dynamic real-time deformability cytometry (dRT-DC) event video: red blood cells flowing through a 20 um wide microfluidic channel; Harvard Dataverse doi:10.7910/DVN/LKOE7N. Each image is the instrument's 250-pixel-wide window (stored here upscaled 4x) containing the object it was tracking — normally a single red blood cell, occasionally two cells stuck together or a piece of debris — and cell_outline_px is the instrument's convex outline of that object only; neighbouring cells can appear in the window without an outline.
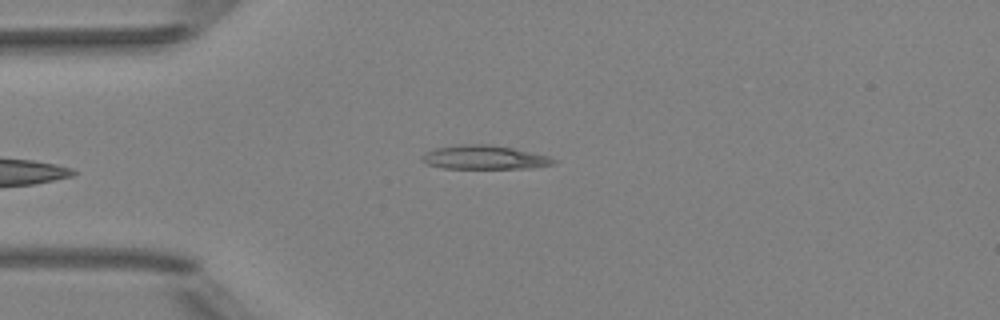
{"species": "Egyptian fruit bat (a non-hibernating species)", "species_latin": "Rousettus aegyptiacus", "temperature_condition": "room temperature", "stored_images_in_passage": 4, "camera_frame_rate_fps": 3000, "um_per_image_px": 0.085, "animal": {"sex": "female"}, "frame": {"image": 1, "passage_image": 4, "time_ms": 1.0, "image_size_px": [1000, 320], "cell_outline_px": [[556, 164], [532, 168], [444, 168], [428, 164], [420, 160], [420, 156], [424, 152], [436, 148], [460, 144], [488, 144], [512, 148], [548, 156], [556, 160]], "centroid_in_image_um": [41.14, 13.38], "position_along_channel_um": 43.9, "area_um2": 18.26}}